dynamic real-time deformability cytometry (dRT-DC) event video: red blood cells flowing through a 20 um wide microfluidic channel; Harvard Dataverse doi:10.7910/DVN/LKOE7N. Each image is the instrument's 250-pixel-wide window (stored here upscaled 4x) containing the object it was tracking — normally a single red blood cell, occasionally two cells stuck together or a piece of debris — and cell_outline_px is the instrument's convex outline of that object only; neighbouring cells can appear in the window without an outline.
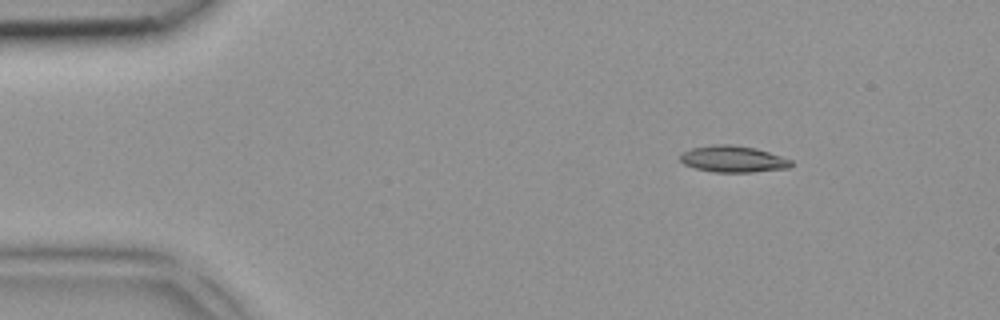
{"species": "common noctule bat (a hibernating species)", "species_latin": "Nyctalus noctula", "temperature_condition": "room temperature", "stored_images_in_passage": 4, "camera_frame_rate_fps": 3000, "um_per_image_px": 0.085, "animal": {"sex": "female", "body_mass_g": 18.4}, "frame": {"image": 1, "passage_image": 1, "time_ms": 0.0, "image_size_px": [1000, 320], "cell_outline_px": [[792, 164], [788, 168], [752, 172], [716, 172], [696, 168], [684, 164], [680, 160], [680, 156], [684, 152], [692, 148], [712, 144], [732, 144], [756, 148], [792, 160]], "centroid_in_image_um": [62.31, 13.51], "position_along_channel_um": 22.7, "area_um2": 16.99}}